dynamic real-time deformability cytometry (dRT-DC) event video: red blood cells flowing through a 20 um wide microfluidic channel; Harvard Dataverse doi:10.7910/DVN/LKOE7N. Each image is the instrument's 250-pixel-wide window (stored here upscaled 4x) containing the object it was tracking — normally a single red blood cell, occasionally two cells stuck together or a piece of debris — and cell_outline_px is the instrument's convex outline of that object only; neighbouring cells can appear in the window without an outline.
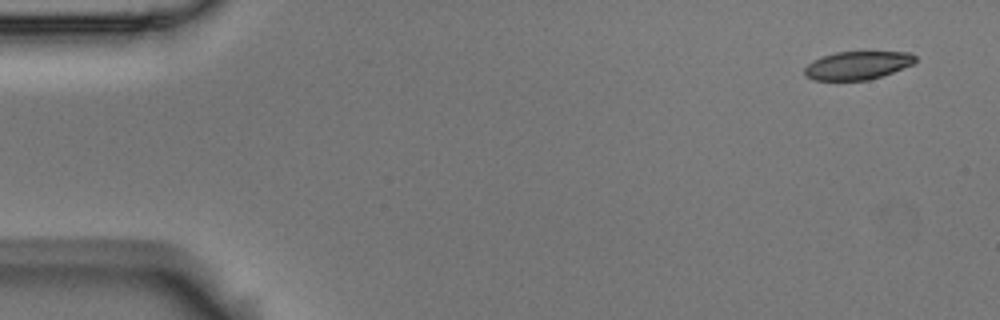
{"species": "Egyptian fruit bat (a non-hibernating species)", "species_latin": "Rousettus aegyptiacus", "temperature_condition": "room temperature", "stored_images_in_passage": 4, "camera_frame_rate_fps": 3000, "um_per_image_px": 0.085, "animal": {"sex": "male"}, "frame": {"image": 1, "passage_image": 1, "time_ms": 0.0, "image_size_px": [1000, 320], "cell_outline_px": [[916, 60], [912, 64], [892, 72], [868, 80], [812, 80], [804, 76], [804, 68], [812, 60], [836, 52], [912, 52], [916, 56]], "centroid_in_image_um": [72.85, 5.56], "position_along_channel_um": 12.1, "area_um2": 18.15}}
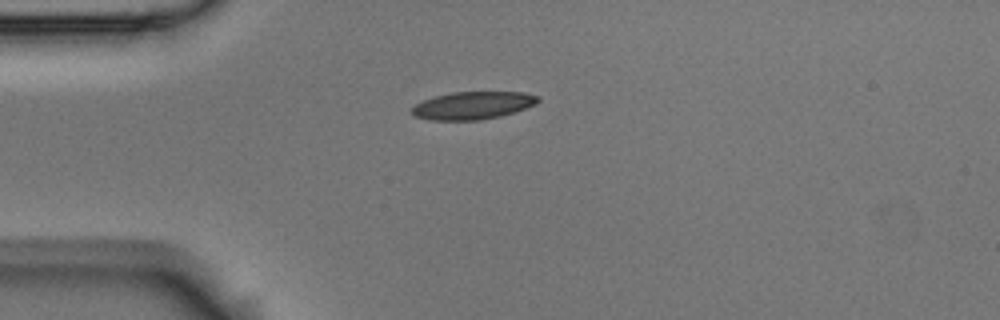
{"frame": {"image": 2, "passage_image": 4, "time_ms": 1.0, "image_size_px": [1000, 320], "cell_outline_px": [[540, 100], [536, 104], [500, 116], [480, 120], [428, 120], [412, 116], [412, 108], [416, 104], [424, 100], [436, 96], [452, 92], [524, 92], [540, 96]], "centroid_in_image_um": [40.18, 8.96], "position_along_channel_um": 44.8, "area_um2": 20.29}}